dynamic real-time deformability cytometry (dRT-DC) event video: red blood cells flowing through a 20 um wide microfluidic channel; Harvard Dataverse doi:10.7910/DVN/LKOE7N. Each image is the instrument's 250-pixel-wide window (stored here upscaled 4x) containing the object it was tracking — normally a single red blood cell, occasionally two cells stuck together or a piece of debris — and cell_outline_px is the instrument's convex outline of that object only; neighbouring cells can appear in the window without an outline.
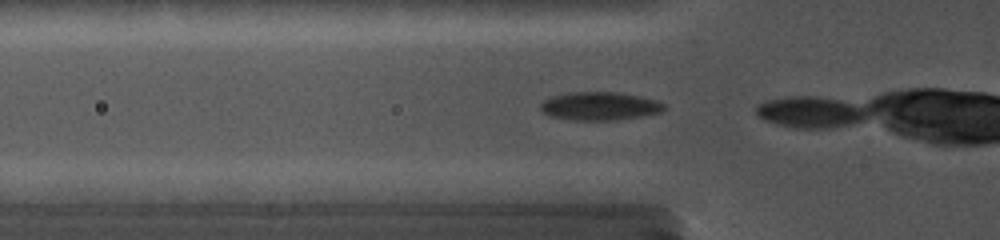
{"species": "common noctule bat (a hibernating species)", "species_latin": "Nyctalus noctula", "temperature_condition": "cold", "stored_images_in_passage": 3, "camera_frame_rate_fps": 5000, "um_per_image_px": 0.085, "animal": {"sex": "female", "body_mass_g": 19.0, "forearm_length_mm": 56.7}, "frame": {"image": 1, "passage_image": 2, "time_ms": 0.4, "image_size_px": [1000, 240], "cell_outline_px": [[668, 108], [660, 112], [640, 116], [616, 120], [572, 120], [548, 116], [540, 108], [540, 104], [544, 100], [552, 96], [568, 92], [620, 92], [640, 96], [656, 100], [664, 104]], "centroid_in_image_um": [50.97, 9.01], "position_along_channel_um": 74.8, "area_um2": 20.46}}